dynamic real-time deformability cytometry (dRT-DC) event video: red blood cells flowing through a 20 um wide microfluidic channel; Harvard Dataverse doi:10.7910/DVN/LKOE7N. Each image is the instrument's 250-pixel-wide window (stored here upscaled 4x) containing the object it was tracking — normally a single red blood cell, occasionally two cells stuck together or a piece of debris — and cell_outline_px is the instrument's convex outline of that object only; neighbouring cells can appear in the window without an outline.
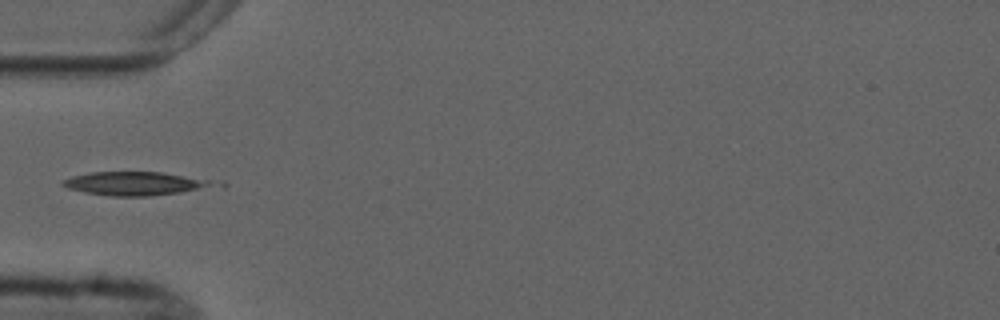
{"species": "common noctule bat (a hibernating species)", "species_latin": "Nyctalus noctula", "temperature_condition": "cold", "stored_images_in_passage": 3, "camera_frame_rate_fps": 3000, "um_per_image_px": 0.085, "animal": {"sex": "male", "forearm_length_mm": 52.5}, "frame": {"image": 1, "passage_image": 3, "time_ms": 2.333, "image_size_px": [1000, 320], "cell_outline_px": [[208, 184], [196, 188], [180, 192], [148, 196], [112, 196], [84, 192], [68, 188], [60, 184], [64, 180], [72, 176], [92, 172], [160, 172], [208, 180]], "centroid_in_image_um": [11.23, 15.59], "position_along_channel_um": 73.8, "area_um2": 19.65}}